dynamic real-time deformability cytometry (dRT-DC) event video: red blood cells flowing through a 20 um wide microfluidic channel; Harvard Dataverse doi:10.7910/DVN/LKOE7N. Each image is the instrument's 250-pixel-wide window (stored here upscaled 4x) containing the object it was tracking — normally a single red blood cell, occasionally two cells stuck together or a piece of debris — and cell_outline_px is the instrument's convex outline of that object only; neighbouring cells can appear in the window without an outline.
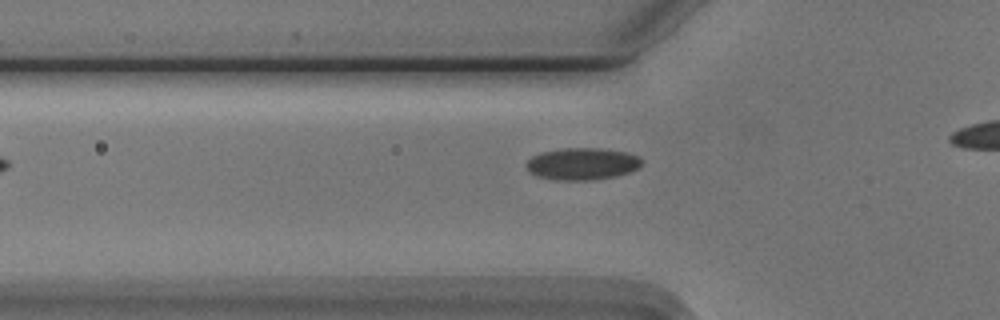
{"species": "Egyptian fruit bat (a non-hibernating species)", "species_latin": "Rousettus aegyptiacus", "temperature_condition": "cold", "stored_images_in_passage": 29, "camera_frame_rate_fps": 3000, "um_per_image_px": 0.085, "animal": {"sex": "male"}, "frame": {"image": 1, "passage_image": 3, "time_ms": 0.667, "image_size_px": [1000, 320], "cell_outline_px": [[644, 160], [640, 168], [616, 176], [592, 180], [556, 180], [536, 176], [528, 172], [524, 164], [532, 156], [540, 152], [564, 148], [600, 148], [628, 152], [640, 156]], "centroid_in_image_um": [49.5, 13.92], "position_along_channel_um": 76.3, "area_um2": 21.96}}
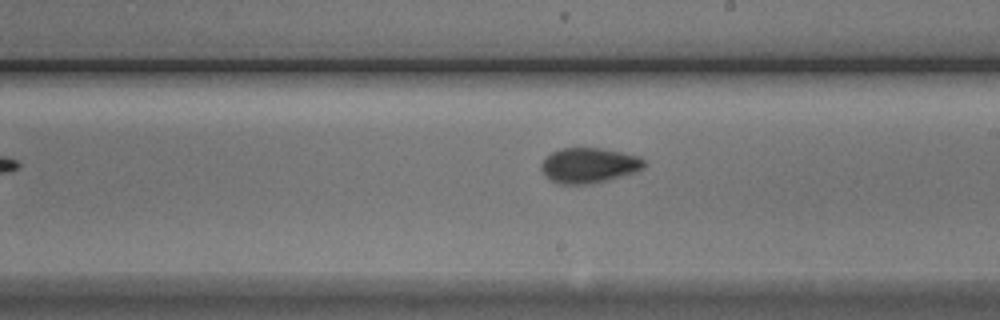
{"frame": {"image": 2, "passage_image": 16, "time_ms": 5.0, "image_size_px": [1000, 320], "cell_outline_px": [[644, 168], [620, 176], [588, 184], [560, 184], [552, 180], [540, 168], [540, 164], [544, 156], [560, 148], [600, 148], [640, 156], [644, 160]], "centroid_in_image_um": [50.02, 14.03], "position_along_channel_um": 239.0, "area_um2": 20.81}}
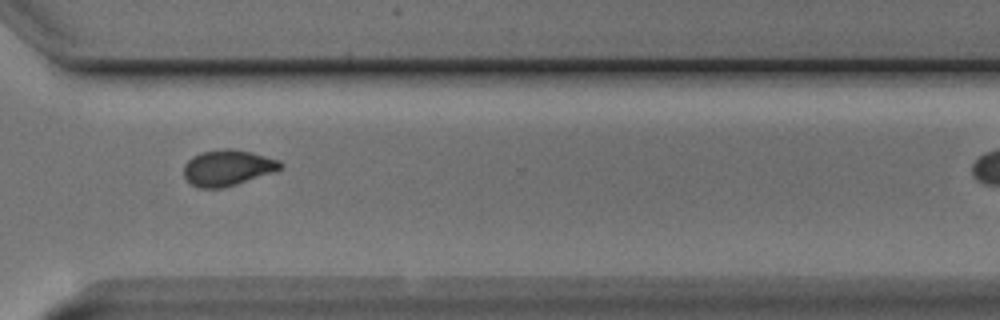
{"frame": {"image": 3, "passage_image": 25, "time_ms": 8.0, "image_size_px": [1000, 320], "cell_outline_px": [[284, 164], [280, 168], [272, 172], [224, 188], [200, 188], [192, 184], [184, 176], [184, 164], [192, 156], [200, 152], [224, 148], [232, 148], [252, 152], [280, 160]], "centroid_in_image_um": [19.33, 14.24], "position_along_channel_um": 351.3, "area_um2": 20.17}}